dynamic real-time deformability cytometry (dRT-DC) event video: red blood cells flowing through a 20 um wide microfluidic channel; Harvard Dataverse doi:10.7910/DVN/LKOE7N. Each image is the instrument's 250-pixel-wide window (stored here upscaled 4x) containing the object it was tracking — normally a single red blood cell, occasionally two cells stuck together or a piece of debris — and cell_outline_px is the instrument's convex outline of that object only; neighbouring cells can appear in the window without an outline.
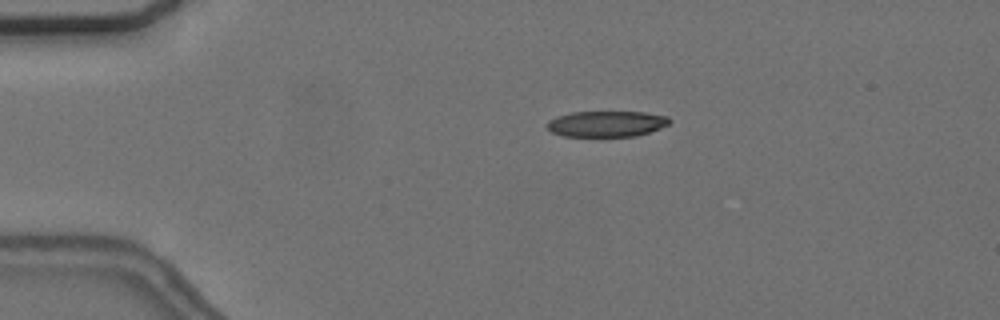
{"species": "common noctule bat (a hibernating species)", "species_latin": "Nyctalus noctula", "temperature_condition": "cold", "stored_images_in_passage": 46, "camera_frame_rate_fps": 3000, "um_per_image_px": 0.085, "animal": {"sex": "female", "body_mass_g": 24.6, "forearm_length_mm": 56.2}, "frame": {"image": 1, "passage_image": 2, "time_ms": 0.333, "image_size_px": [1000, 320], "cell_outline_px": [[672, 120], [668, 124], [660, 128], [636, 136], [564, 136], [552, 132], [548, 128], [548, 120], [556, 116], [572, 112], [644, 112], [668, 116]], "centroid_in_image_um": [51.57, 10.52], "position_along_channel_um": 33.4, "area_um2": 18.38}}
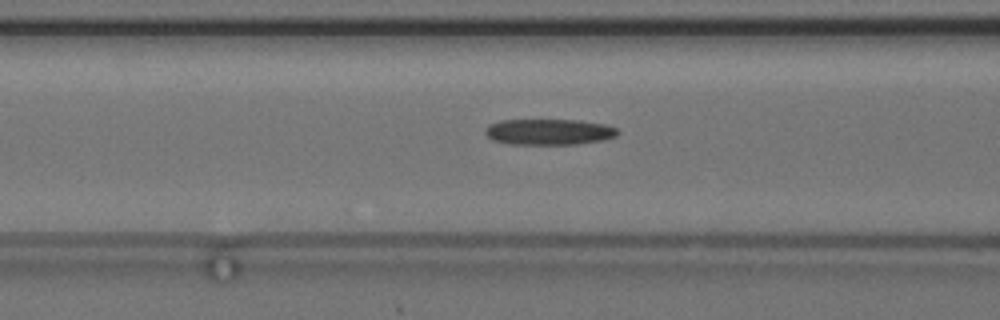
{"frame": {"image": 2, "passage_image": 13, "time_ms": 4.0, "image_size_px": [1000, 320], "cell_outline_px": [[620, 132], [616, 136], [604, 140], [576, 144], [508, 144], [492, 140], [484, 132], [484, 128], [488, 124], [500, 120], [580, 120], [604, 124], [616, 128]], "centroid_in_image_um": [46.64, 11.21], "position_along_channel_um": 120.0, "area_um2": 20.17}}
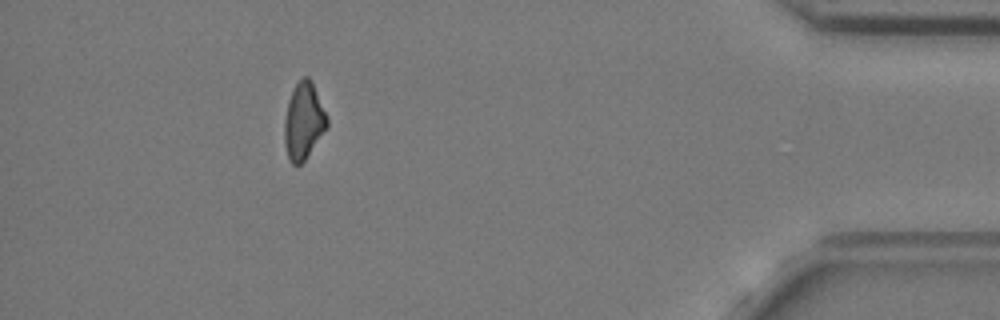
{"frame": {"image": 3, "passage_image": 41, "time_ms": 13.333, "image_size_px": [1000, 320], "cell_outline_px": [[328, 128], [304, 160], [300, 164], [292, 164], [288, 160], [284, 144], [284, 120], [288, 100], [296, 84], [304, 76], [308, 76], [312, 80], [328, 116]], "centroid_in_image_um": [25.82, 10.29], "position_along_channel_um": 409.4, "area_um2": 19.31}, "authors_computed_cell_mechanics": {"area_um2": 19.8254, "velocity_mm_per_s": 3.674, "shape_relaxation_time_tau1_ms": 3.8299, "shape_relaxation_time_tau2_ms": 8.8098, "deformation_change_tau1": 0.1039, "deformation_change_tau2": 0.2003}}